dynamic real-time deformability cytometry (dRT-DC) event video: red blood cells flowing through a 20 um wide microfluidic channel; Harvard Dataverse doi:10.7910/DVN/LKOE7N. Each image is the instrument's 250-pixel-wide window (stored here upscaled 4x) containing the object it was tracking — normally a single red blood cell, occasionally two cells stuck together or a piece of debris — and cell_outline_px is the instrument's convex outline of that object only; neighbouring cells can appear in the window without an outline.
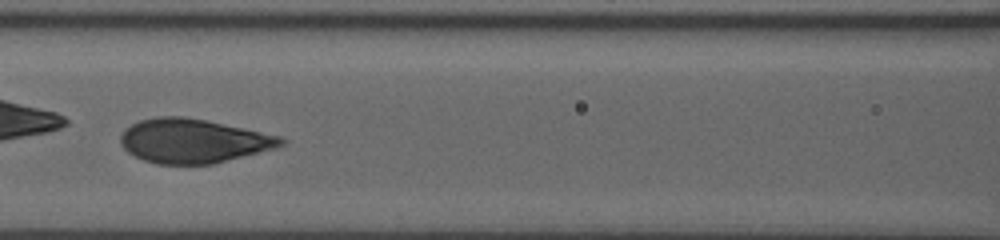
{"species": "human", "species_latin": "Homo sapiens", "temperature_condition": "room temperature", "stored_images_in_passage": 61, "camera_frame_rate_fps": 3000, "um_per_image_px": 0.085, "donor": {"sex": "male"}, "frame": {"image": 1, "passage_image": 29, "time_ms": 5.333, "image_size_px": [1000, 240], "cell_outline_px": [[288, 140], [284, 144], [276, 148], [212, 164], [156, 164], [144, 160], [128, 152], [120, 144], [120, 136], [132, 124], [140, 120], [156, 116], [184, 116], [204, 120], [280, 136]], "centroid_in_image_um": [16.42, 11.98], "position_along_channel_um": 150.2, "area_um2": 40.92}, "authors_computed_cell_mechanics": {"area_um2": 41.1536, "velocity_mm_per_s": 3.6065, "shape_relaxation_time_tau1_ms": 4.4461, "shape_relaxation_time_tau2_ms": null, "deformation_change_tau1": 0.1895, "deformation_change_tau2": null}}